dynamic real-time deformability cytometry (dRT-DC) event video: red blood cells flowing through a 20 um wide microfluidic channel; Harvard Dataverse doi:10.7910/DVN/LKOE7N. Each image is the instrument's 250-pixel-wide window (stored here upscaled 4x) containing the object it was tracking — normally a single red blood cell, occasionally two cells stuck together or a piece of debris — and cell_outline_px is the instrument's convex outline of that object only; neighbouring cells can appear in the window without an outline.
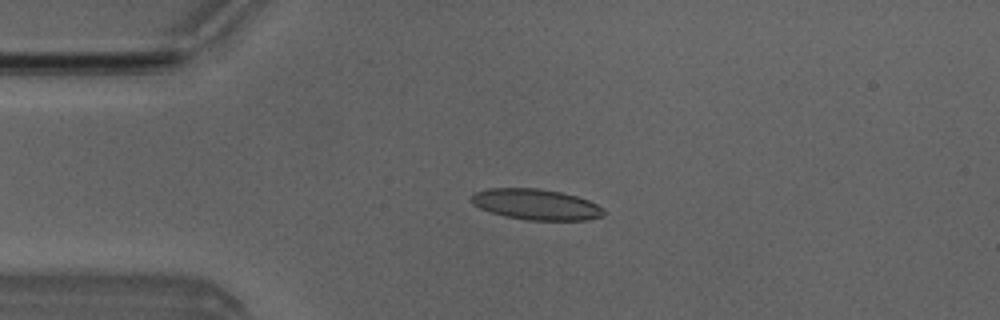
{"species": "Egyptian fruit bat (a non-hibernating species)", "species_latin": "Rousettus aegyptiacus", "temperature_condition": "room temperature", "stored_images_in_passage": 5, "camera_frame_rate_fps": 3000, "um_per_image_px": 0.085, "animal": {"sex": "male"}, "frame": {"image": 1, "passage_image": 3, "time_ms": 2.333, "image_size_px": [1000, 320], "cell_outline_px": [[604, 216], [588, 220], [528, 220], [504, 216], [480, 208], [472, 204], [472, 196], [476, 192], [488, 188], [536, 188], [560, 192], [576, 196], [588, 200], [604, 208]], "centroid_in_image_um": [45.59, 17.38], "position_along_channel_um": 39.4, "area_um2": 23.64}}